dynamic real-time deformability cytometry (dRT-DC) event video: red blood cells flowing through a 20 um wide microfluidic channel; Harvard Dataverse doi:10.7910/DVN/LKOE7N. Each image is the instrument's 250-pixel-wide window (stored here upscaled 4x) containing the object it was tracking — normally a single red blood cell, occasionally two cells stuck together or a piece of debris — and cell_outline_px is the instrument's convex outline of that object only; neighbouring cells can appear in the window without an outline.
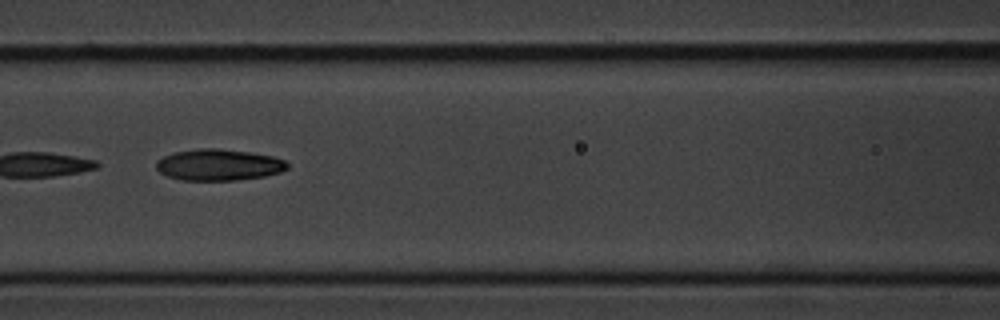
{"species": "common noctule bat (a hibernating species)", "species_latin": "Nyctalus noctula", "temperature_condition": "cold", "stored_images_in_passage": 6, "camera_frame_rate_fps": 3000, "um_per_image_px": 0.085, "animal": {"sex": "male", "body_mass_g": 20.1, "forearm_length_mm": 53.5}, "frame": {"image": 1, "passage_image": 6, "time_ms": 6.0, "image_size_px": [1000, 320], "cell_outline_px": [[288, 168], [280, 172], [264, 176], [236, 180], [180, 180], [168, 176], [160, 172], [156, 168], [156, 160], [172, 152], [200, 148], [220, 148], [252, 152], [272, 156], [284, 160], [288, 164]], "centroid_in_image_um": [18.57, 14.0], "position_along_channel_um": 148.0, "area_um2": 24.1}}